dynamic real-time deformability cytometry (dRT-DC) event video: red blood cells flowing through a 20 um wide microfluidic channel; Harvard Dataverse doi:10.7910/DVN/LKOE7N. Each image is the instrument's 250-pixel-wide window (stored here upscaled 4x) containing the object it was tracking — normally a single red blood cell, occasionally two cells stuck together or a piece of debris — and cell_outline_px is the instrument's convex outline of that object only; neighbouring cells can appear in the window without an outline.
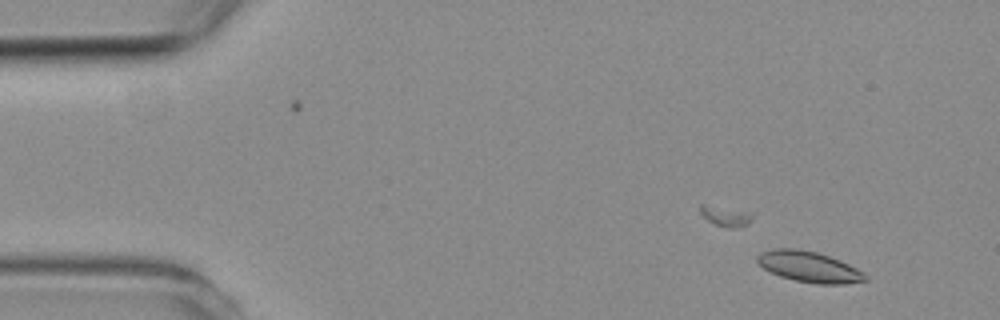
{"species": "common noctule bat (a hibernating species)", "species_latin": "Nyctalus noctula", "temperature_condition": "room temperature", "stored_images_in_passage": 4, "camera_frame_rate_fps": 3000, "um_per_image_px": 0.085, "animal": {"sex": "female", "body_mass_g": 19.3, "forearm_length_mm": 54.1}, "frame": {"image": 1, "passage_image": 2, "time_ms": 1.0, "image_size_px": [1000, 320], "cell_outline_px": [[868, 280], [844, 284], [816, 284], [796, 280], [780, 276], [764, 268], [756, 260], [756, 256], [760, 252], [772, 248], [796, 248], [816, 252], [840, 260], [856, 268], [868, 276]], "centroid_in_image_um": [68.76, 22.67], "position_along_channel_um": 16.2, "area_um2": 19.31}}
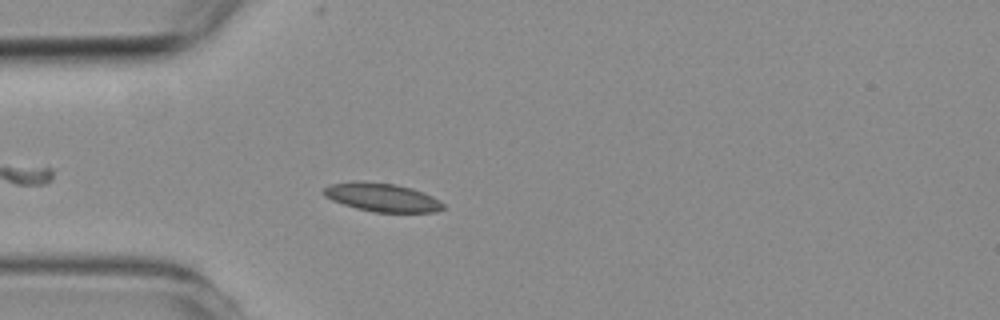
{"frame": {"image": 2, "passage_image": 4, "time_ms": 4.333, "image_size_px": [1000, 320], "cell_outline_px": [[444, 208], [436, 212], [372, 212], [356, 208], [332, 200], [324, 196], [320, 192], [328, 184], [352, 180], [364, 180], [396, 184], [412, 188], [424, 192], [440, 200], [444, 204]], "centroid_in_image_um": [32.43, 16.75], "position_along_channel_um": 52.6, "area_um2": 20.29}}